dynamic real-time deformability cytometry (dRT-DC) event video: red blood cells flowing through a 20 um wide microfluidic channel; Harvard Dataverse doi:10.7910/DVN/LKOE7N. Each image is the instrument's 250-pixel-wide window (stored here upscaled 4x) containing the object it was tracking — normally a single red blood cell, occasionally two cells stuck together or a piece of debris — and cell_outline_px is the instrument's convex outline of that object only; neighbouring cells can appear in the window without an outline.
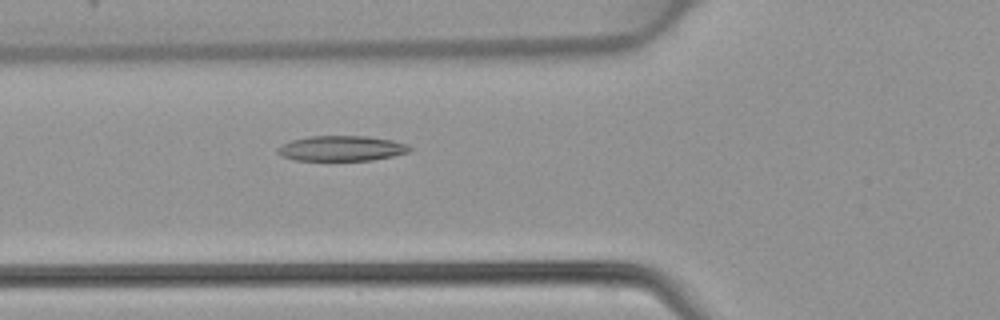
{"species": "common noctule bat (a hibernating species)", "species_latin": "Nyctalus noctula", "temperature_condition": "warm", "stored_images_in_passage": 36, "camera_frame_rate_fps": 3000, "um_per_image_px": 0.085, "animal": {"sex": "female", "body_mass_g": 22.7, "forearm_length_mm": 54.2}, "frame": {"image": 1, "passage_image": 6, "time_ms": 1.667, "image_size_px": [1000, 320], "cell_outline_px": [[412, 148], [408, 152], [392, 156], [372, 160], [296, 160], [284, 156], [276, 152], [276, 148], [292, 140], [308, 136], [368, 136], [392, 140], [408, 144]], "centroid_in_image_um": [29.05, 12.6], "position_along_channel_um": 96.8, "area_um2": 19.31}}
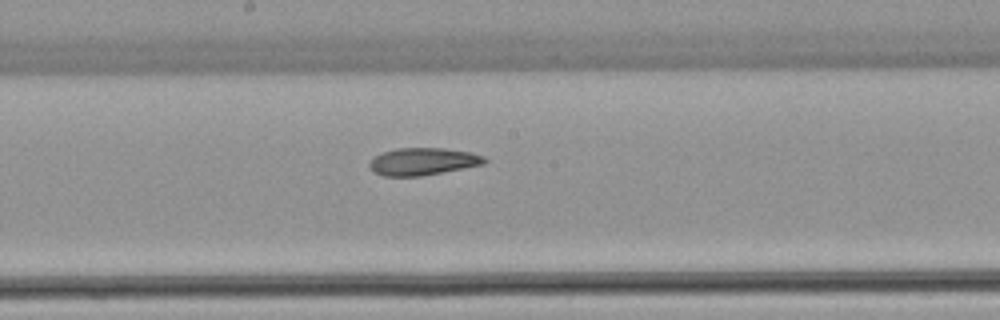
{"frame": {"image": 2, "passage_image": 14, "time_ms": 4.333, "image_size_px": [1000, 320], "cell_outline_px": [[488, 160], [484, 164], [464, 168], [420, 176], [384, 176], [372, 172], [368, 164], [380, 152], [396, 148], [444, 148], [472, 152], [484, 156]], "centroid_in_image_um": [35.94, 13.72], "position_along_channel_um": 212.3, "area_um2": 18.44}}
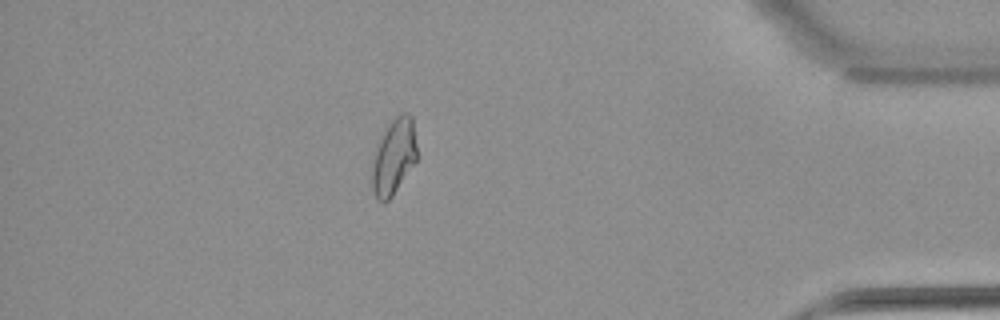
{"frame": {"image": 3, "passage_image": 30, "time_ms": 9.667, "image_size_px": [1000, 320], "cell_outline_px": [[416, 160], [392, 196], [384, 204], [376, 200], [372, 188], [372, 164], [376, 152], [384, 132], [388, 124], [400, 112], [408, 112], [412, 116], [416, 144]], "centroid_in_image_um": [33.47, 13.33], "position_along_channel_um": 401.7, "area_um2": 19.48}}